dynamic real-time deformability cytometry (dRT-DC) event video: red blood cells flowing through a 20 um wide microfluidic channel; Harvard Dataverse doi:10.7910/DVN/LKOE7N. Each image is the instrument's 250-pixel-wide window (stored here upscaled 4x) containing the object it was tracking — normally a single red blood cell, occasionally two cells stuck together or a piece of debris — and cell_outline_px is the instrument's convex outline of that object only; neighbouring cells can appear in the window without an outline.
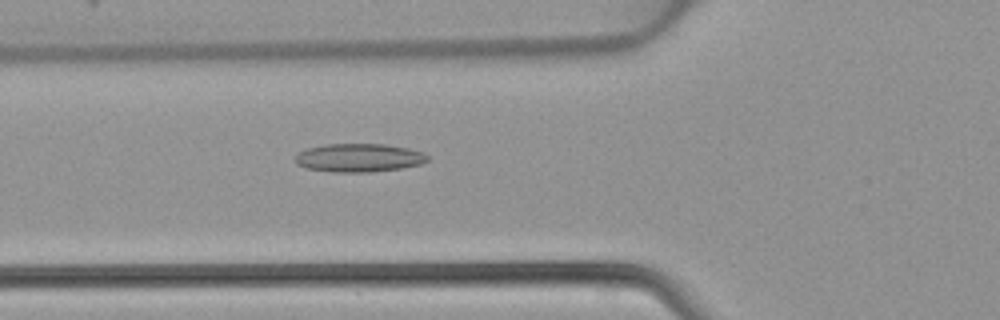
{"species": "common noctule bat (a hibernating species)", "species_latin": "Nyctalus noctula", "temperature_condition": "warm", "stored_images_in_passage": 37, "camera_frame_rate_fps": 3000, "um_per_image_px": 0.085, "animal": {"sex": "female", "body_mass_g": 22.7, "forearm_length_mm": 54.2}, "frame": {"image": 1, "passage_image": 8, "time_ms": 2.333, "image_size_px": [1000, 320], "cell_outline_px": [[428, 160], [420, 164], [400, 168], [368, 172], [332, 172], [304, 168], [296, 164], [296, 156], [300, 152], [308, 148], [328, 144], [384, 144], [408, 148], [424, 152], [428, 156]], "centroid_in_image_um": [30.51, 13.41], "position_along_channel_um": 95.3, "area_um2": 21.79}}
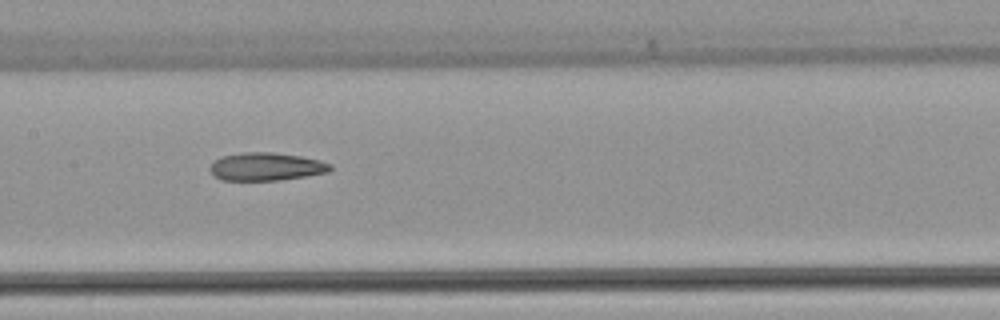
{"frame": {"image": 2, "passage_image": 14, "time_ms": 4.333, "image_size_px": [1000, 320], "cell_outline_px": [[332, 168], [328, 172], [280, 180], [220, 180], [208, 168], [216, 160], [224, 156], [244, 152], [272, 152], [300, 156], [320, 160], [332, 164]], "centroid_in_image_um": [22.65, 14.16], "position_along_channel_um": 184.8, "area_um2": 19.42}}
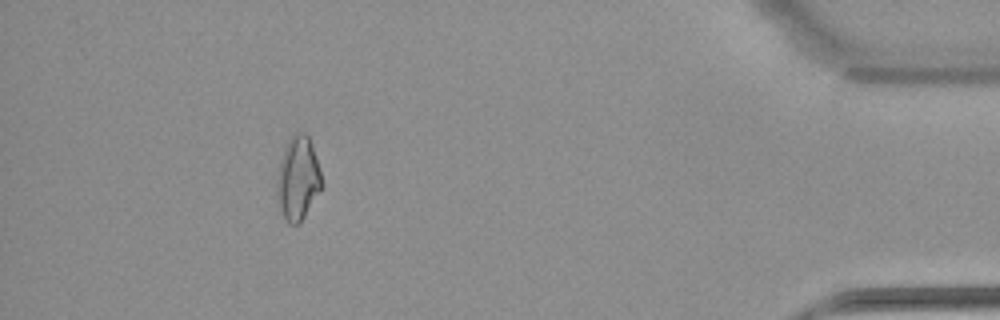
{"frame": {"image": 3, "passage_image": 33, "time_ms": 10.667, "image_size_px": [1000, 320], "cell_outline_px": [[324, 184], [300, 224], [288, 224], [284, 220], [280, 212], [276, 200], [276, 180], [280, 160], [284, 148], [288, 140], [296, 132], [304, 132], [308, 136], [320, 168]], "centroid_in_image_um": [25.3, 15.21], "position_along_channel_um": 409.9, "area_um2": 22.25}}